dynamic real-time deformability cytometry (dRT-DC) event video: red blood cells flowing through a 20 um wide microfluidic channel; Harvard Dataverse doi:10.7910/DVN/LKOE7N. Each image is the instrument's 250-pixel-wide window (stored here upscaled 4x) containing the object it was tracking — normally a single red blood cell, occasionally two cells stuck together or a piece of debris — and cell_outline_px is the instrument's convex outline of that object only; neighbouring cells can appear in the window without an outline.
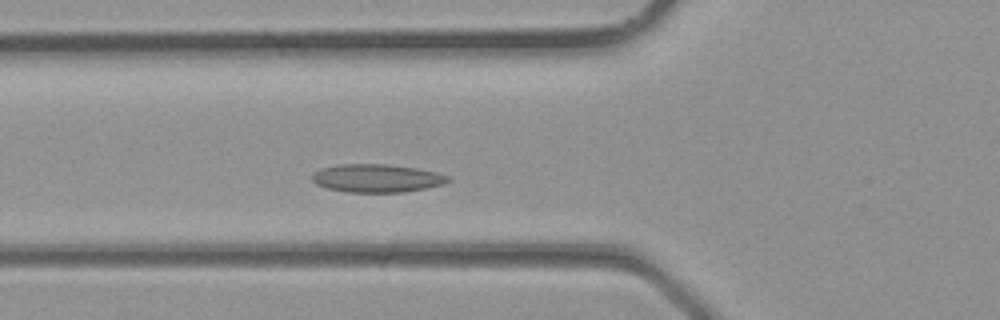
{"species": "common noctule bat (a hibernating species)", "species_latin": "Nyctalus noctula", "temperature_condition": "room temperature", "stored_images_in_passage": 23, "camera_frame_rate_fps": 3000, "um_per_image_px": 0.085, "animal": {"sex": "male", "body_mass_g": 23.1, "forearm_length_mm": 52.7}, "frame": {"image": 1, "passage_image": 6, "time_ms": 1.667, "image_size_px": [1000, 320], "cell_outline_px": [[452, 180], [444, 184], [428, 188], [404, 192], [348, 192], [328, 188], [316, 184], [312, 180], [312, 172], [320, 168], [336, 164], [388, 164], [416, 168], [436, 172], [448, 176]], "centroid_in_image_um": [32.03, 15.14], "position_along_channel_um": 93.8, "area_um2": 22.48}}
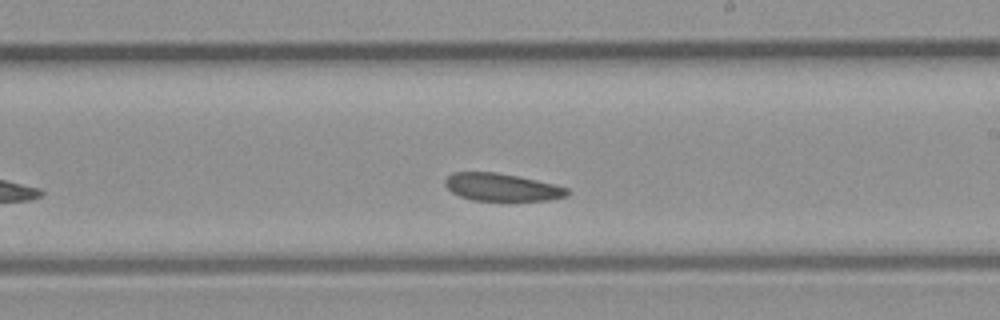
{"frame": {"image": 2, "passage_image": 14, "time_ms": 4.333, "image_size_px": [1000, 320], "cell_outline_px": [[568, 196], [548, 200], [472, 200], [460, 196], [452, 192], [444, 184], [444, 180], [452, 172], [496, 172], [520, 176], [568, 188]], "centroid_in_image_um": [42.63, 15.9], "position_along_channel_um": 246.4, "area_um2": 19.54}}
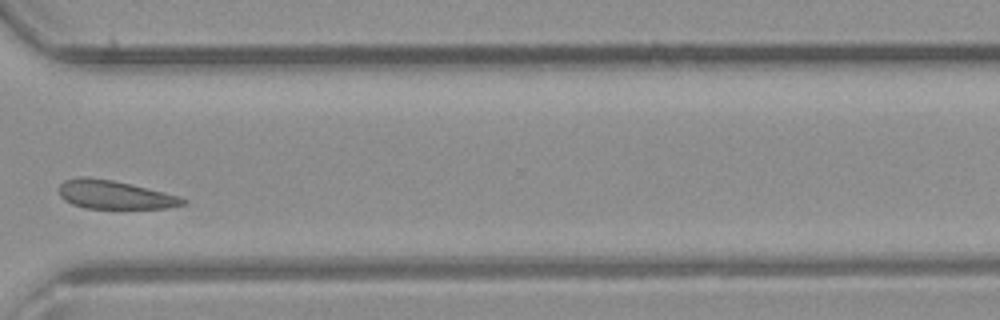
{"frame": {"image": 3, "passage_image": 20, "time_ms": 6.333, "image_size_px": [1000, 320], "cell_outline_px": [[188, 200], [184, 204], [168, 208], [84, 208], [72, 204], [64, 200], [60, 196], [60, 184], [64, 180], [80, 176], [84, 176], [112, 180], [180, 196]], "centroid_in_image_um": [9.72, 16.55], "position_along_channel_um": 360.9, "area_um2": 20.4}}